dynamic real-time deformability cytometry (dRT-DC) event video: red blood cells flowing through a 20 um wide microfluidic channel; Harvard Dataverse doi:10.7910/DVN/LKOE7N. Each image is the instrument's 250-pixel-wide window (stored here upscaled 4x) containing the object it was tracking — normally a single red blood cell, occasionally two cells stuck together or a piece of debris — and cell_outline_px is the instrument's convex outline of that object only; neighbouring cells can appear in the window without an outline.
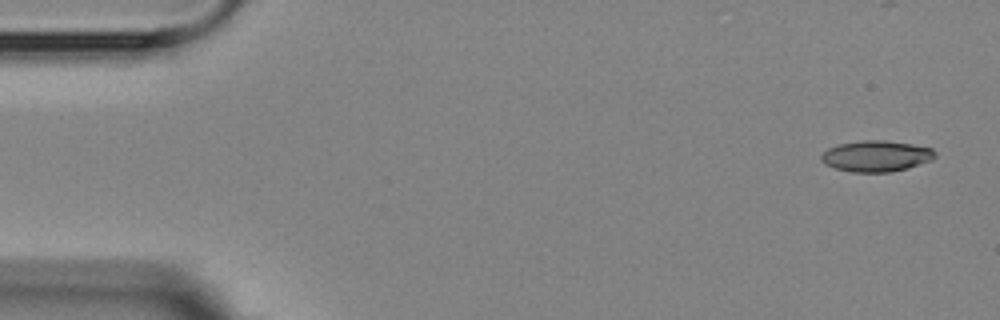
{"species": "Egyptian fruit bat (a non-hibernating species)", "species_latin": "Rousettus aegyptiacus", "temperature_condition": "room temperature", "stored_images_in_passage": 5, "segment_of_instrument_passage": [1, 2], "camera_frame_rate_fps": 3000, "um_per_image_px": 0.085, "animal": {"sex": "female"}, "frame": {"image": 1, "passage_image": 1, "time_ms": 0.0, "image_size_px": [1000, 320], "cell_outline_px": [[936, 156], [932, 160], [908, 168], [892, 172], [852, 172], [836, 168], [824, 164], [820, 160], [820, 156], [828, 148], [840, 144], [864, 140], [884, 140], [912, 144], [932, 148], [936, 152]], "centroid_in_image_um": [74.49, 13.27], "position_along_channel_um": 10.5, "area_um2": 20.63}}